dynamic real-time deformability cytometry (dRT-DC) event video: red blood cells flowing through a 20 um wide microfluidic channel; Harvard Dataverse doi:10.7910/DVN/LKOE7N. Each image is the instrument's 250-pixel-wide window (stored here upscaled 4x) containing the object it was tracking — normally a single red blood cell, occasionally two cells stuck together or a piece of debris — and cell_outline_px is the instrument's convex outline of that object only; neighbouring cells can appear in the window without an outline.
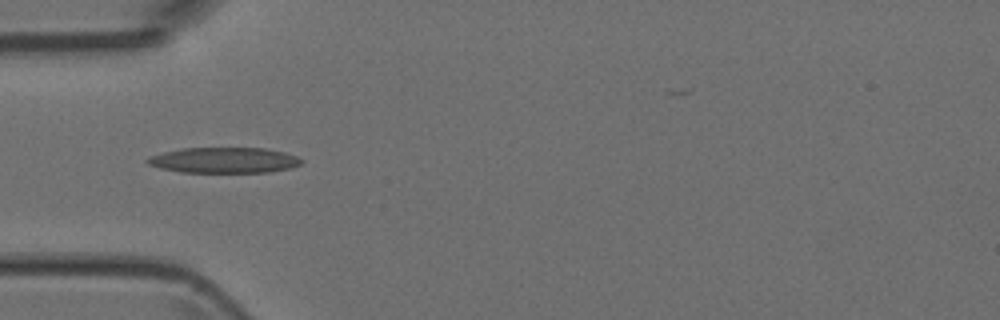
{"species": "Egyptian fruit bat (a non-hibernating species)", "species_latin": "Rousettus aegyptiacus", "temperature_condition": "room temperature", "stored_images_in_passage": 2, "camera_frame_rate_fps": 3000, "um_per_image_px": 0.085, "animal": {"sex": "female"}, "frame": {"image": 1, "passage_image": 1, "time_ms": 0.0, "image_size_px": [1000, 320], "cell_outline_px": [[304, 160], [300, 164], [288, 168], [268, 172], [180, 172], [160, 168], [148, 164], [144, 160], [148, 156], [164, 152], [184, 148], [264, 148], [284, 152], [296, 156]], "centroid_in_image_um": [19.01, 13.61], "position_along_channel_um": 66.0, "area_um2": 22.89}}
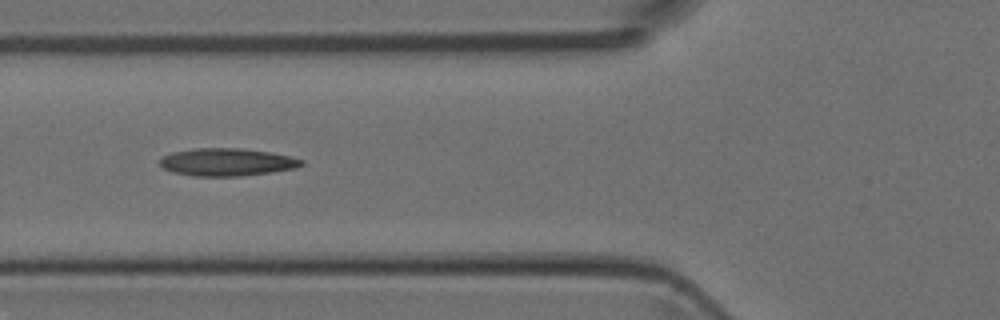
{"frame": {"image": 2, "passage_image": 2, "time_ms": 1.0, "image_size_px": [1000, 320], "cell_outline_px": [[304, 164], [296, 168], [272, 172], [240, 176], [192, 176], [176, 172], [164, 168], [160, 164], [160, 160], [164, 156], [172, 152], [192, 148], [240, 148], [268, 152], [288, 156], [304, 160]], "centroid_in_image_um": [19.3, 13.78], "position_along_channel_um": 106.5, "area_um2": 22.66}}